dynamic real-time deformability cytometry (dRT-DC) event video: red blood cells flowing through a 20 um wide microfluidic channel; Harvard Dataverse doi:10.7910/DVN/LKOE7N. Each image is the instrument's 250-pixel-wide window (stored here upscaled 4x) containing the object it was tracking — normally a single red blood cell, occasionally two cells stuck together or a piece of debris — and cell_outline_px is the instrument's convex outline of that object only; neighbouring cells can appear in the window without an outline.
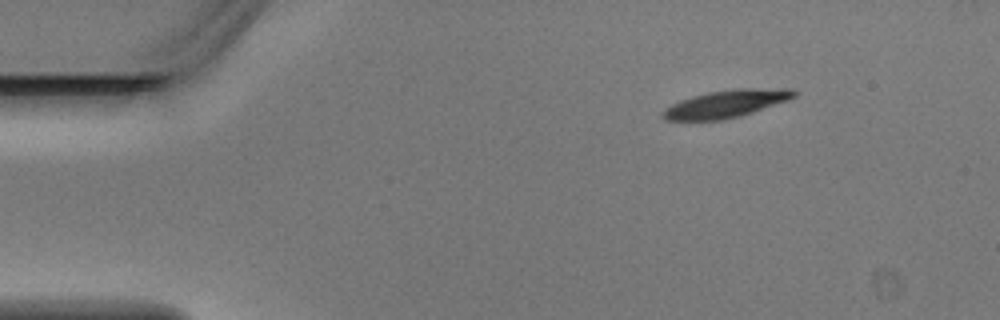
{"species": "Egyptian fruit bat (a non-hibernating species)", "species_latin": "Rousettus aegyptiacus", "temperature_condition": "warm", "stored_images_in_passage": 3, "camera_frame_rate_fps": 3000, "um_per_image_px": 0.085, "animal": {"sex": "male"}, "frame": {"image": 1, "passage_image": 1, "time_ms": 0.0, "image_size_px": [1000, 320], "cell_outline_px": [[800, 92], [796, 96], [788, 100], [740, 116], [724, 120], [664, 120], [660, 116], [660, 112], [664, 108], [680, 100], [692, 96], [708, 92], [736, 88], [792, 88]], "centroid_in_image_um": [61.72, 8.81], "position_along_channel_um": 23.3, "area_um2": 21.33}}